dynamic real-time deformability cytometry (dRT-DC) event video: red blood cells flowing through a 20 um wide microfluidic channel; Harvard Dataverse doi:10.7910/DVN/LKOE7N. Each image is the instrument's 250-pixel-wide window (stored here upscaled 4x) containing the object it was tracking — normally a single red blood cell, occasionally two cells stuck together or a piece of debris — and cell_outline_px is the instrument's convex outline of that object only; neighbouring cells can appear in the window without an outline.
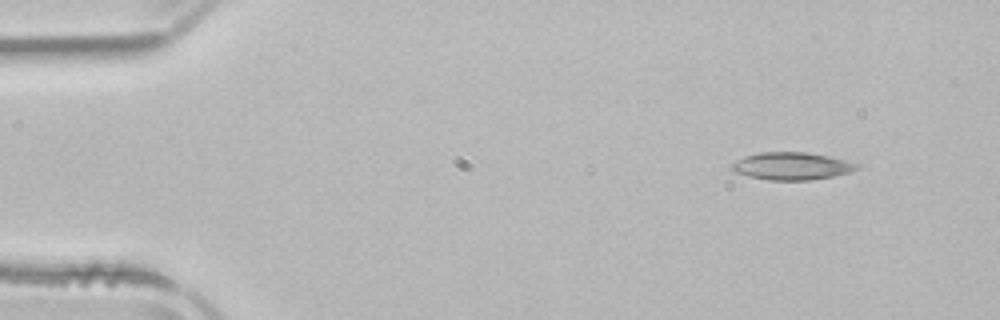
{"species": "common noctule bat (a hibernating species)", "species_latin": "Nyctalus noctula", "temperature_condition": "room temperature", "stored_images_in_passage": 47, "camera_frame_rate_fps": 3000, "um_per_image_px": 0.085, "animal": {"sex": "male", "body_mass_g": 21.5, "forearm_length_mm": 52.0}, "frame": {"image": 1, "passage_image": 1, "time_ms": 0.0, "image_size_px": [1000, 320], "cell_outline_px": [[860, 168], [852, 172], [812, 180], [768, 180], [748, 176], [736, 172], [728, 168], [728, 164], [744, 156], [760, 152], [808, 152], [828, 156], [860, 164]], "centroid_in_image_um": [67.27, 14.11], "position_along_channel_um": 17.7, "area_um2": 20.29}}
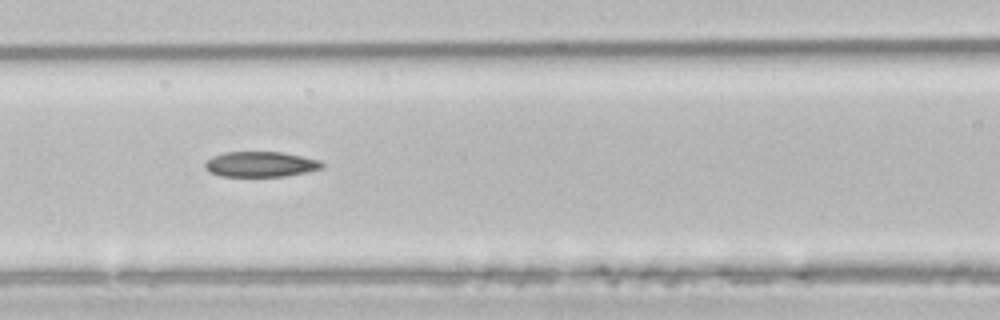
{"frame": {"image": 2, "passage_image": 18, "time_ms": 5.667, "image_size_px": [1000, 320], "cell_outline_px": [[324, 168], [308, 172], [284, 176], [220, 176], [204, 168], [204, 164], [212, 156], [224, 152], [284, 152], [320, 160], [324, 164]], "centroid_in_image_um": [22.19, 13.95], "position_along_channel_um": 144.4, "area_um2": 17.34}}
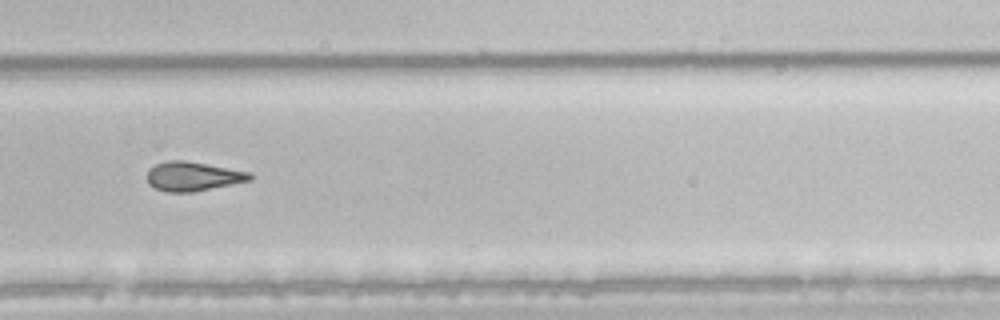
{"frame": {"image": 3, "passage_image": 31, "time_ms": 10.0, "image_size_px": [1000, 320], "cell_outline_px": [[252, 180], [192, 192], [168, 192], [156, 188], [148, 184], [148, 168], [156, 164], [168, 160], [184, 160], [252, 172]], "centroid_in_image_um": [16.4, 14.98], "position_along_channel_um": 313.4, "area_um2": 17.46}, "authors_computed_cell_mechanics": {"area_um2": 18.6116, "velocity_mm_per_s": 3.9158, "shape_relaxation_time_tau1_ms": null, "shape_relaxation_time_tau2_ms": 10.3407, "deformation_change_tau1": null, "deformation_change_tau2": 0.2332}}